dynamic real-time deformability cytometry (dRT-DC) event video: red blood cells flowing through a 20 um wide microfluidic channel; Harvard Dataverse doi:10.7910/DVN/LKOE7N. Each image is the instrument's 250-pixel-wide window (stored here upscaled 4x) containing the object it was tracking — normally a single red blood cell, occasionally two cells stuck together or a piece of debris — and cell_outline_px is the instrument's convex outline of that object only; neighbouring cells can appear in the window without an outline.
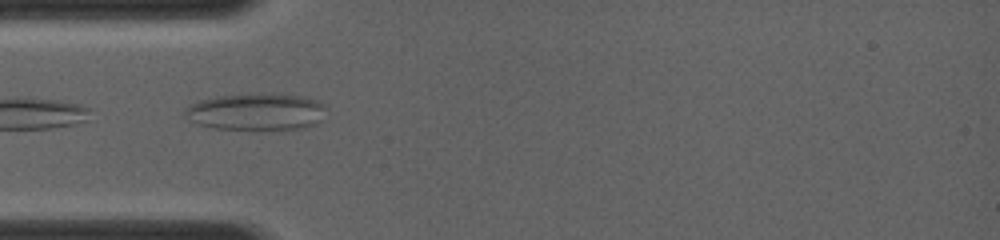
{"species": "common noctule bat (a hibernating species)", "species_latin": "Nyctalus noctula", "temperature_condition": "room temperature", "stored_images_in_passage": 20, "camera_frame_rate_fps": 4000, "um_per_image_px": 0.085, "animal": {"sex": "female", "body_mass_g": 19.0, "forearm_length_mm": 56.7}, "frame": {"image": 1, "passage_image": 1, "time_ms": 0.0, "image_size_px": [1000, 240], "cell_outline_px": [[324, 104], [320, 120], [312, 124], [292, 128], [216, 128], [200, 124], [184, 116], [184, 108], [188, 104], [200, 100], [216, 96], [248, 92], [272, 92], [304, 96], [316, 100]], "centroid_in_image_um": [21.71, 9.42], "position_along_channel_um": 63.3, "area_um2": 30.17}}
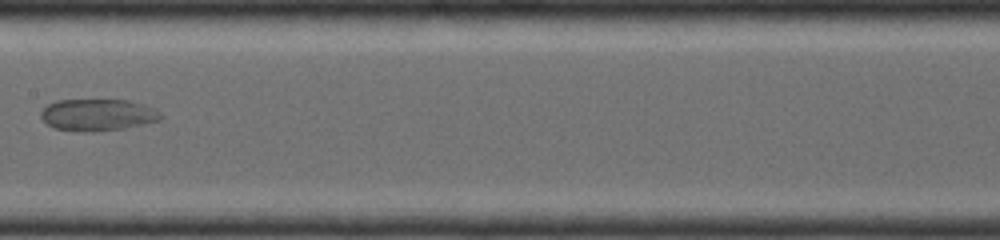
{"frame": {"image": 2, "passage_image": 9, "time_ms": 3.0, "image_size_px": [1000, 240], "cell_outline_px": [[164, 116], [160, 120], [120, 128], [56, 128], [48, 124], [40, 116], [40, 112], [48, 104], [56, 100], [128, 100], [144, 104], [156, 108]], "centroid_in_image_um": [8.36, 9.68], "position_along_channel_um": 199.0, "area_um2": 21.04}}
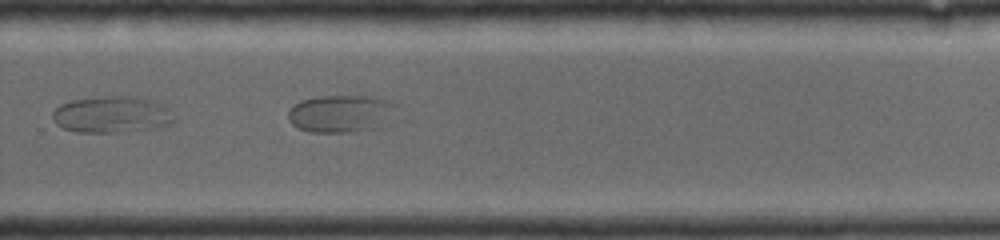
{"frame": {"image": 3, "passage_image": 15, "time_ms": 5.25, "image_size_px": [1000, 240], "cell_outline_px": [[400, 104], [376, 128], [340, 132], [316, 132], [300, 128], [292, 124], [288, 116], [288, 112], [300, 100], [320, 96], [376, 96], [392, 100]], "centroid_in_image_um": [28.99, 9.61], "position_along_channel_um": 300.8, "area_um2": 23.18}}